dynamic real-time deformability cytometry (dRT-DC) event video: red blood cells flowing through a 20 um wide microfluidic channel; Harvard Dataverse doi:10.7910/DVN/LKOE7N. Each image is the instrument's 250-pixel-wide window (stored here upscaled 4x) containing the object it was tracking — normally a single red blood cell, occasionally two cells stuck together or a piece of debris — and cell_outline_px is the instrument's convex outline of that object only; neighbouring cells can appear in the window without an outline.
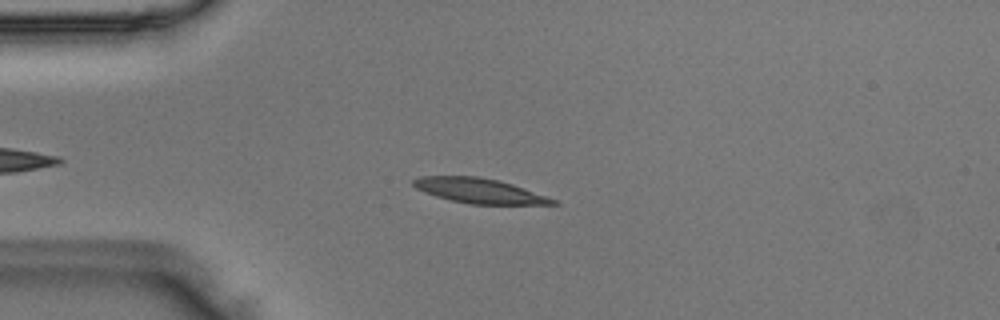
{"species": "Egyptian fruit bat (a non-hibernating species)", "species_latin": "Rousettus aegyptiacus", "temperature_condition": "room temperature", "stored_images_in_passage": 38, "camera_frame_rate_fps": 3000, "um_per_image_px": 0.085, "animal": {"sex": "male"}, "frame": {"image": 1, "passage_image": 9, "time_ms": 2.667, "image_size_px": [1000, 320], "cell_outline_px": [[560, 204], [468, 204], [436, 196], [424, 192], [416, 188], [412, 184], [412, 180], [420, 176], [480, 176], [500, 180], [548, 196], [556, 200]], "centroid_in_image_um": [40.74, 16.2], "position_along_channel_um": 44.3, "area_um2": 20.23}}
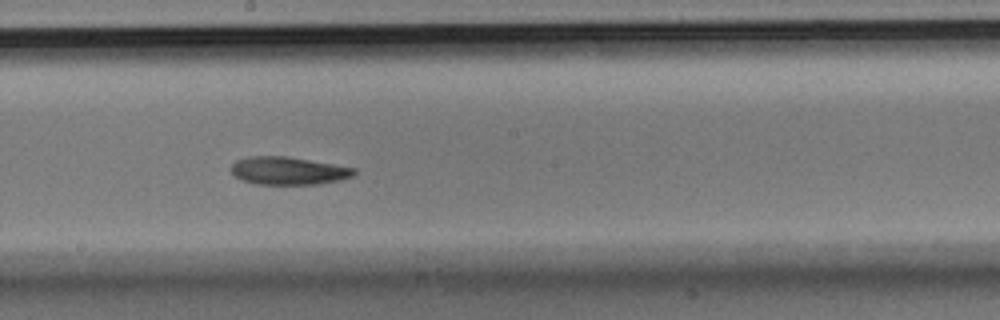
{"frame": {"image": 2, "passage_image": 24, "time_ms": 7.667, "image_size_px": [1000, 320], "cell_outline_px": [[356, 172], [352, 176], [340, 180], [320, 184], [256, 184], [244, 180], [236, 176], [232, 172], [232, 164], [236, 160], [248, 156], [288, 156], [356, 168]], "centroid_in_image_um": [24.53, 14.51], "position_along_channel_um": 223.7, "area_um2": 19.88}}
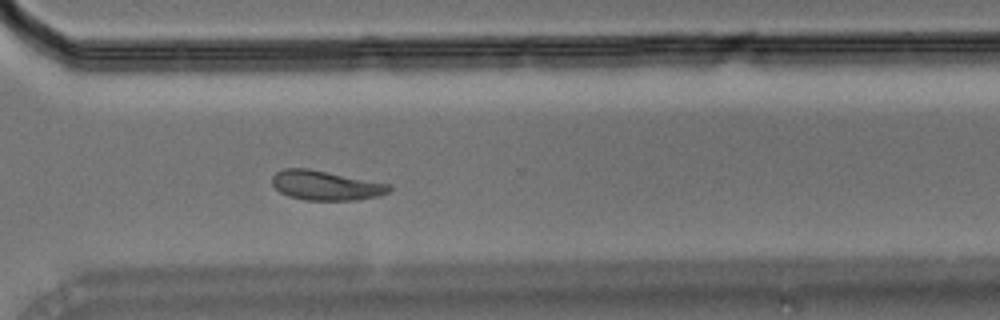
{"frame": {"image": 3, "passage_image": 33, "time_ms": 10.667, "image_size_px": [1000, 320], "cell_outline_px": [[392, 188], [388, 192], [380, 196], [356, 200], [304, 200], [288, 196], [280, 192], [272, 184], [272, 176], [276, 172], [284, 168], [308, 168], [392, 184]], "centroid_in_image_um": [27.71, 15.76], "position_along_channel_um": 342.9, "area_um2": 20.35}}